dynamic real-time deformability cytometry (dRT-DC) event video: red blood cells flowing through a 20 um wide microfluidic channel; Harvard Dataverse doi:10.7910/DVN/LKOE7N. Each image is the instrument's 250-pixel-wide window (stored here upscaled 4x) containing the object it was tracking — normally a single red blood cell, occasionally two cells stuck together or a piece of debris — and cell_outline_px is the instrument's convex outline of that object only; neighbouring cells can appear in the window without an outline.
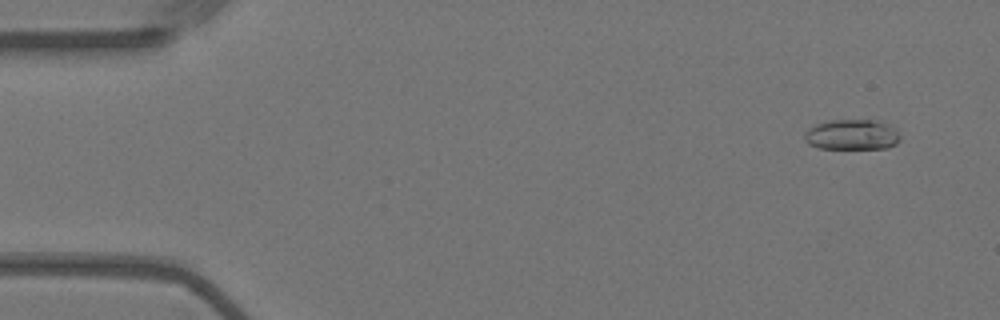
{"species": "Egyptian fruit bat (a non-hibernating species)", "species_latin": "Rousettus aegyptiacus", "temperature_condition": "warm", "stored_images_in_passage": 56, "camera_frame_rate_fps": 3000, "um_per_image_px": 0.085, "animal": {"sex": "female"}, "frame": {"image": 1, "passage_image": 4, "time_ms": 1.0, "image_size_px": [1000, 320], "cell_outline_px": [[900, 140], [896, 144], [888, 148], [820, 148], [808, 144], [804, 140], [804, 132], [808, 128], [816, 124], [832, 120], [876, 120], [896, 128], [900, 136]], "centroid_in_image_um": [72.41, 11.45], "position_along_channel_um": 12.6, "area_um2": 16.99}}
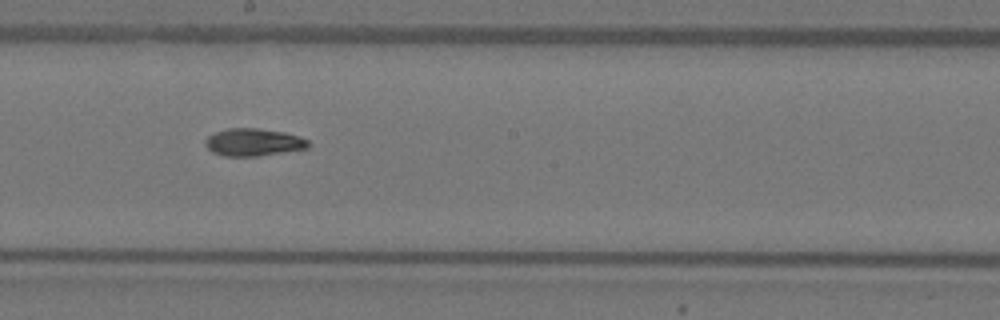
{"frame": {"image": 2, "passage_image": 31, "time_ms": 10.0, "image_size_px": [1000, 320], "cell_outline_px": [[308, 148], [256, 156], [224, 156], [212, 152], [204, 144], [204, 140], [208, 136], [216, 132], [228, 128], [256, 128], [284, 132], [300, 136], [308, 140]], "centroid_in_image_um": [21.51, 12.08], "position_along_channel_um": 226.7, "area_um2": 16.42}}
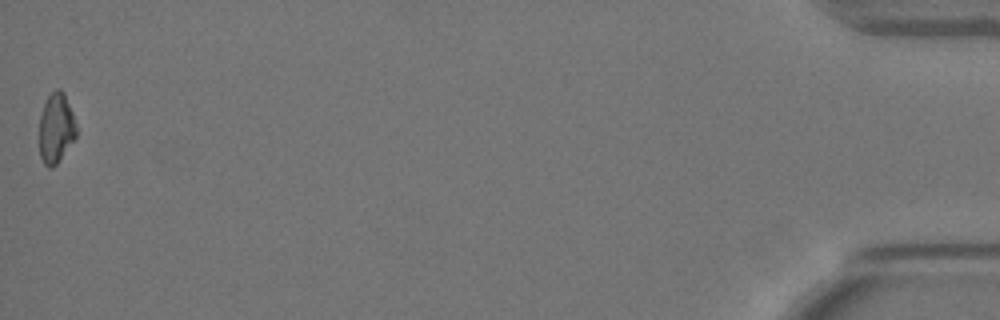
{"frame": {"image": 3, "passage_image": 56, "time_ms": 18.333, "image_size_px": [1000, 320], "cell_outline_px": [[76, 136], [56, 164], [52, 168], [48, 168], [44, 164], [40, 156], [40, 116], [44, 104], [48, 96], [56, 88], [60, 88], [64, 92], [72, 112], [76, 124]], "centroid_in_image_um": [4.76, 10.88], "position_along_channel_um": 430.4, "area_um2": 14.91}, "authors_computed_cell_mechanics": {"area_um2": 16.3285, "velocity_mm_per_s": 3.6358, "shape_relaxation_time_tau1_ms": 3.6638, "shape_relaxation_time_tau2_ms": 5.4724, "deformation_change_tau1": 0.174, "deformation_change_tau2": 0.1085}}